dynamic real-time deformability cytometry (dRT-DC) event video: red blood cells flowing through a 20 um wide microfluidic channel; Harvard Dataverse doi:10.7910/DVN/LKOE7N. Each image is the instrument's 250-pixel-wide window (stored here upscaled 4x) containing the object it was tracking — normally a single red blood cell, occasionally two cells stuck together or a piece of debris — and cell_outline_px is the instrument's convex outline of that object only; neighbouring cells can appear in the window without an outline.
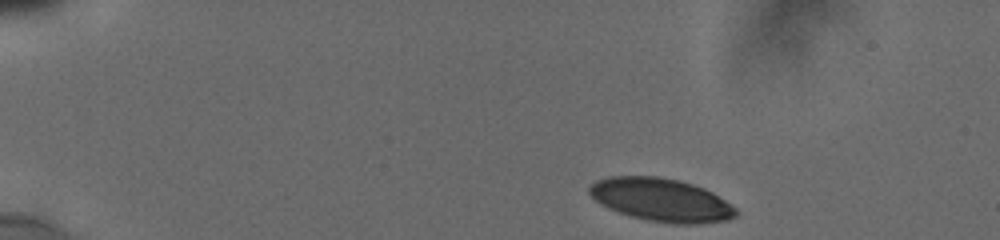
{"species": "human", "species_latin": "Homo sapiens", "temperature_condition": "cold", "stored_images_in_passage": 14, "camera_frame_rate_fps": 3000, "um_per_image_px": 0.085, "donor": {"sex": "male"}, "frame": {"image": 1, "passage_image": 1, "time_ms": 0.0, "image_size_px": [1000, 240], "cell_outline_px": [[736, 216], [728, 220], [696, 224], [668, 224], [648, 220], [632, 216], [608, 208], [600, 204], [588, 192], [588, 188], [596, 180], [608, 176], [656, 176], [680, 180], [704, 188], [712, 192], [736, 208]], "centroid_in_image_um": [56.2, 16.99], "position_along_channel_um": 28.8, "area_um2": 36.82}}